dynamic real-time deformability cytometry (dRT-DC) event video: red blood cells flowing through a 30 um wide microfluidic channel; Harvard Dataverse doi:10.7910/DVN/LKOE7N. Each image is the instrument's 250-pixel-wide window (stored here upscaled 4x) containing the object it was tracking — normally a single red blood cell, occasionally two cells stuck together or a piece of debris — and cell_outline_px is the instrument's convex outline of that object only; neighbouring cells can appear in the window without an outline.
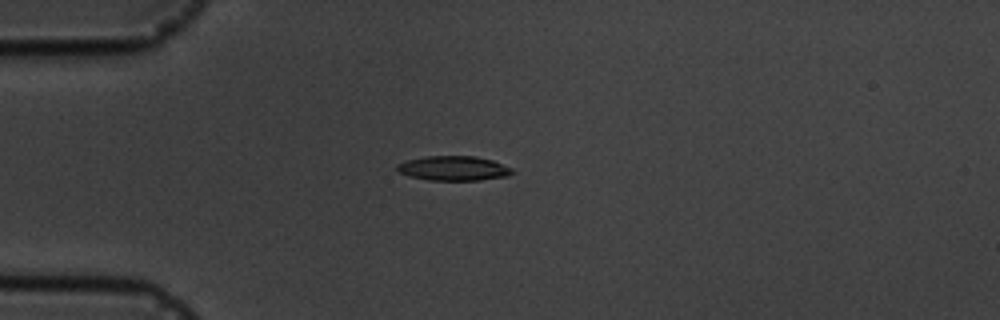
{"species": "common noctule bat (a hibernating species)", "species_latin": "Nyctalus noctula", "temperature_condition": "cold", "stored_images_in_passage": 17, "camera_frame_rate_fps": 3000, "um_per_image_px": 0.085, "animal": {"sex": "male", "body_mass_g": 19.5, "forearm_length_mm": 54.6}, "frame": {"image": 1, "passage_image": 5, "time_ms": 4.667, "image_size_px": [1000, 320], "cell_outline_px": [[516, 172], [508, 176], [480, 180], [428, 180], [408, 176], [400, 172], [396, 168], [396, 164], [408, 160], [424, 156], [476, 156], [492, 160], [512, 168]], "centroid_in_image_um": [38.57, 14.3], "position_along_channel_um": 46.4, "area_um2": 16.59}}
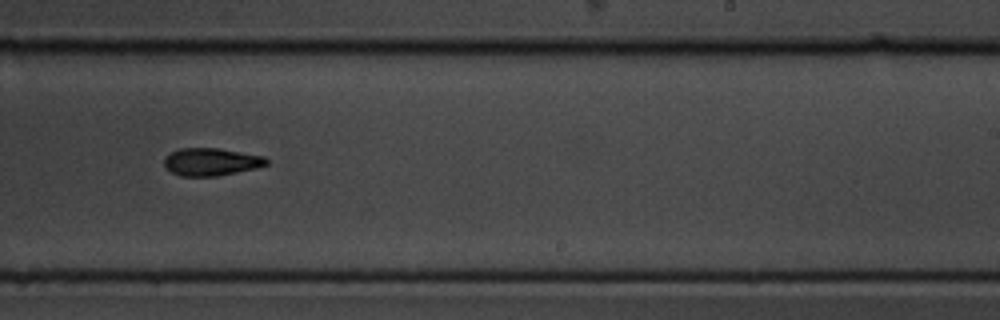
{"frame": {"image": 2, "passage_image": 11, "time_ms": 11.333, "image_size_px": [1000, 320], "cell_outline_px": [[268, 164], [256, 168], [216, 176], [180, 176], [172, 172], [164, 164], [164, 156], [168, 152], [180, 148], [216, 148], [264, 156], [268, 160]], "centroid_in_image_um": [17.91, 13.75], "position_along_channel_um": 271.1, "area_um2": 16.42}}
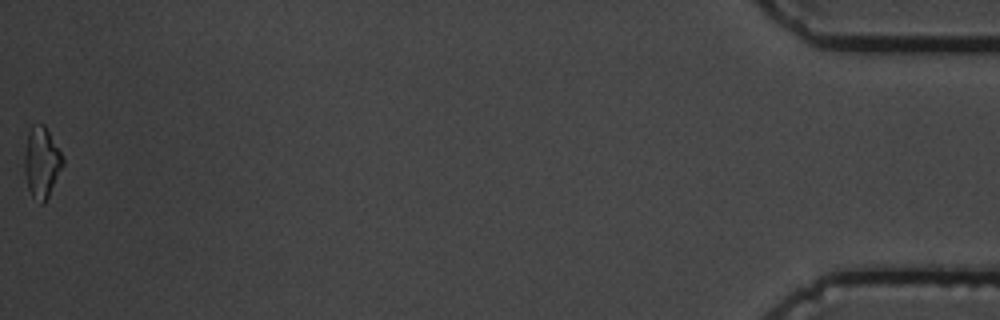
{"frame": {"image": 3, "passage_image": 17, "time_ms": 18.333, "image_size_px": [1000, 320], "cell_outline_px": [[64, 164], [44, 204], [40, 204], [32, 196], [28, 188], [24, 172], [24, 156], [28, 132], [32, 124], [44, 124], [60, 152], [64, 160]], "centroid_in_image_um": [3.52, 13.81], "position_along_channel_um": 431.7, "area_um2": 15.72}, "authors_computed_cell_mechanics": {"area_um2": 16.184, "velocity_mm_per_s": 3.6477, "shape_relaxation_time_tau1_ms": 2.6364, "shape_relaxation_time_tau2_ms": null, "deformation_change_tau1": 0.1056, "deformation_change_tau2": null}}